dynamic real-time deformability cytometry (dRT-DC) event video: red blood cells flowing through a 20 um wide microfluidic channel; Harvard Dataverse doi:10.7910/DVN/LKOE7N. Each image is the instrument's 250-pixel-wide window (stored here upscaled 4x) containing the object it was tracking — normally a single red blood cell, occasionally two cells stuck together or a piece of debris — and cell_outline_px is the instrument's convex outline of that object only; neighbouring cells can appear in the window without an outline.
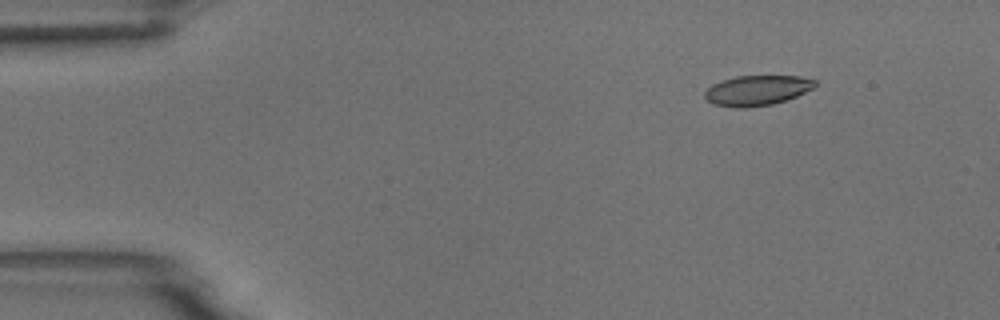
{"species": "common noctule bat (a hibernating species)", "species_latin": "Nyctalus noctula", "temperature_condition": "room temperature", "stored_images_in_passage": 6, "camera_frame_rate_fps": 3000, "um_per_image_px": 0.085, "animal": {"sex": "male", "body_mass_g": 18.8}, "frame": {"image": 1, "passage_image": 2, "time_ms": 0.333, "image_size_px": [1000, 320], "cell_outline_px": [[816, 84], [812, 88], [796, 96], [772, 104], [748, 108], [736, 108], [712, 104], [704, 96], [704, 92], [712, 84], [736, 76], [800, 76], [816, 80]], "centroid_in_image_um": [64.32, 7.69], "position_along_channel_um": 20.7, "area_um2": 19.25}}
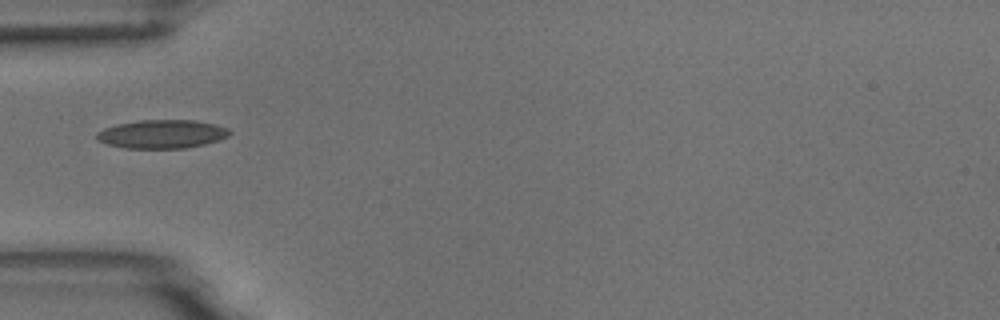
{"frame": {"image": 2, "passage_image": 5, "time_ms": 1.333, "image_size_px": [1000, 320], "cell_outline_px": [[232, 132], [228, 136], [220, 140], [204, 144], [184, 148], [124, 148], [108, 144], [96, 140], [96, 132], [104, 128], [116, 124], [140, 120], [196, 120], [216, 124], [228, 128]], "centroid_in_image_um": [13.77, 11.39], "position_along_channel_um": 71.2, "area_um2": 22.25}}